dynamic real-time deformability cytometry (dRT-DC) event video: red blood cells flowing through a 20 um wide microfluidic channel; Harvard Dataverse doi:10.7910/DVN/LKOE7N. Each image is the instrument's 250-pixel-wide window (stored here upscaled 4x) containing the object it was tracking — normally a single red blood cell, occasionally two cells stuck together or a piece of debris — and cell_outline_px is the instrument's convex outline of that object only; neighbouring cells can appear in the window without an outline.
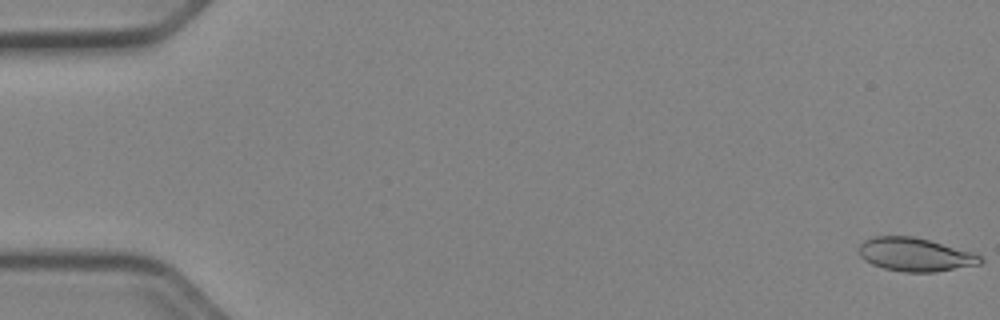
{"species": "Egyptian fruit bat (a non-hibernating species)", "species_latin": "Rousettus aegyptiacus", "temperature_condition": "cold", "stored_images_in_passage": 53, "camera_frame_rate_fps": 3000, "um_per_image_px": 0.085, "animal": {"sex": "female"}, "frame": {"image": 1, "passage_image": 1, "time_ms": 0.0, "image_size_px": [1000, 320], "cell_outline_px": [[984, 260], [980, 264], [936, 272], [904, 272], [884, 268], [872, 264], [864, 260], [860, 256], [860, 244], [864, 240], [876, 236], [912, 236], [928, 240], [972, 252], [980, 256]], "centroid_in_image_um": [77.78, 21.64], "position_along_channel_um": 7.2, "area_um2": 23.47}}
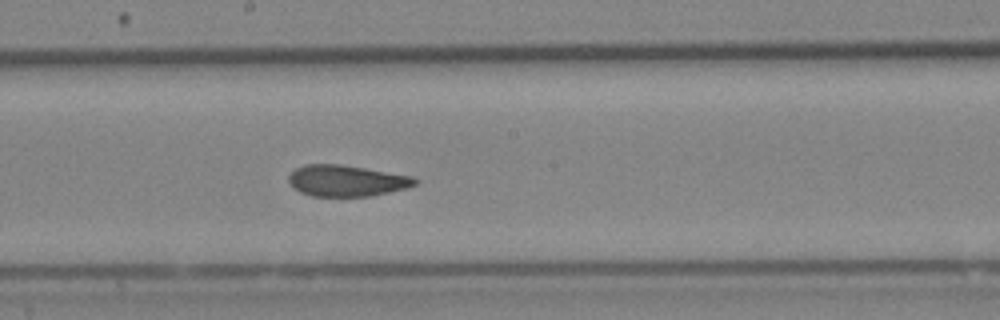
{"frame": {"image": 2, "passage_image": 30, "time_ms": 9.667, "image_size_px": [1000, 320], "cell_outline_px": [[420, 180], [416, 184], [408, 188], [368, 196], [312, 196], [300, 192], [292, 188], [288, 180], [288, 176], [296, 168], [304, 164], [340, 164], [412, 176]], "centroid_in_image_um": [29.44, 15.36], "position_along_channel_um": 218.8, "area_um2": 23.0}}
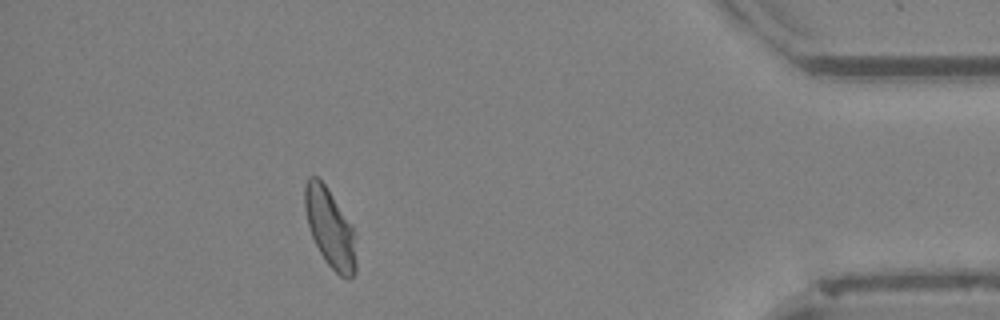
{"frame": {"image": 3, "passage_image": 48, "time_ms": 15.667, "image_size_px": [1000, 320], "cell_outline_px": [[356, 272], [348, 280], [344, 280], [328, 264], [320, 252], [312, 236], [308, 224], [304, 208], [304, 184], [308, 176], [316, 176], [324, 184], [352, 224], [356, 264]], "centroid_in_image_um": [28.04, 19.38], "position_along_channel_um": 407.2, "area_um2": 23.29}, "authors_computed_cell_mechanics": {"area_um2": 23.6402, "velocity_mm_per_s": 3.923, "shape_relaxation_time_tau1_ms": 5.4634, "shape_relaxation_time_tau2_ms": 1.7434, "deformation_change_tau1": 0.1427, "deformation_change_tau2": 0.0887}}